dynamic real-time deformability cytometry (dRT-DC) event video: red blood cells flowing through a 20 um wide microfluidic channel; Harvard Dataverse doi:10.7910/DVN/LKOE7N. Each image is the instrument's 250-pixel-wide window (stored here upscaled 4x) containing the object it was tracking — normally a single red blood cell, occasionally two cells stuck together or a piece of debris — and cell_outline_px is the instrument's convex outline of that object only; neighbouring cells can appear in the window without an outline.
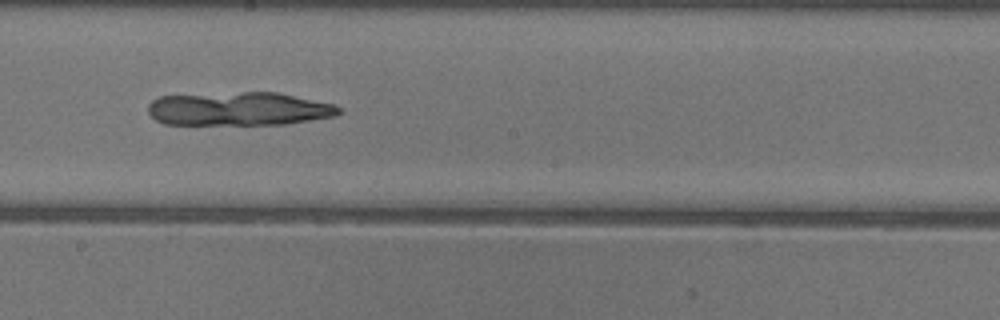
{"species": "common noctule bat (a hibernating species)", "species_latin": "Nyctalus noctula", "temperature_condition": "warm", "stored_images_in_passage": 50, "camera_frame_rate_fps": 3000, "um_per_image_px": 0.085, "animal": {"sex": "female"}, "frame": {"image": 1, "passage_image": 27, "time_ms": 8.667, "image_size_px": [1000, 320], "cell_outline_px": [[344, 112], [336, 116], [284, 124], [164, 124], [156, 120], [148, 112], [148, 104], [152, 100], [160, 96], [240, 92], [280, 92], [332, 104], [340, 108]], "centroid_in_image_um": [20.32, 9.25], "position_along_channel_um": 227.9, "area_um2": 37.28}}